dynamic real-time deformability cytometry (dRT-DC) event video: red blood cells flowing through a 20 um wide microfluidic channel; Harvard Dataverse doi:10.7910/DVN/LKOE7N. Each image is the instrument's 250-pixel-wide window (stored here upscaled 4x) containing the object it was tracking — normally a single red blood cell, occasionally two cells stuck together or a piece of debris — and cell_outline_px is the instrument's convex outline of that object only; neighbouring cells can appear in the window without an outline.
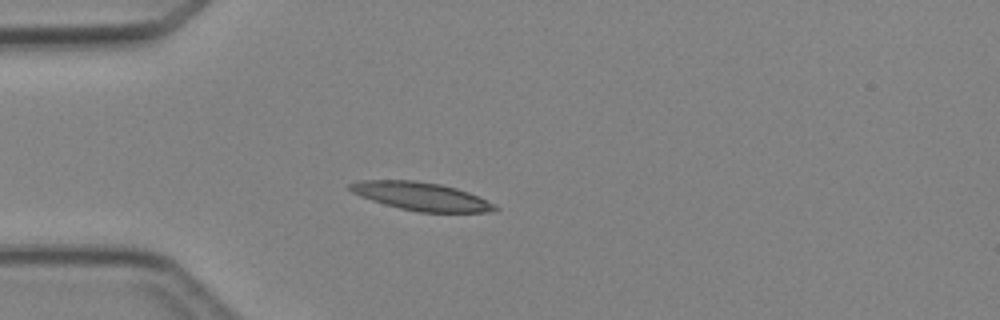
{"species": "Egyptian fruit bat (a non-hibernating species)", "species_latin": "Rousettus aegyptiacus", "temperature_condition": "cold", "stored_images_in_passage": 4, "camera_frame_rate_fps": 3000, "um_per_image_px": 0.085, "animal": {"sex": "female"}, "frame": {"image": 1, "passage_image": 4, "time_ms": 3.667, "image_size_px": [1000, 320], "cell_outline_px": [[500, 208], [496, 212], [420, 212], [400, 208], [384, 204], [360, 196], [352, 192], [348, 188], [348, 184], [360, 180], [412, 180], [440, 184], [456, 188], [468, 192]], "centroid_in_image_um": [35.77, 16.69], "position_along_channel_um": 49.2, "area_um2": 23.58}}